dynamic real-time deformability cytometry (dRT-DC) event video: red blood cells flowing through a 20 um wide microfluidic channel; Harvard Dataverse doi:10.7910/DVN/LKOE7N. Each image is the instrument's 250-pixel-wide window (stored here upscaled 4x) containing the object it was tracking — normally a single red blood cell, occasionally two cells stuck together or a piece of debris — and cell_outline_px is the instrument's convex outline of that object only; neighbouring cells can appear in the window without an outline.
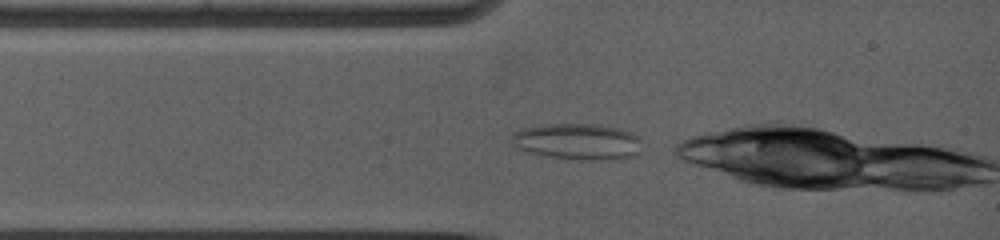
{"species": "common noctule bat (a hibernating species)", "species_latin": "Nyctalus noctula", "temperature_condition": "warm", "stored_images_in_passage": 18, "camera_frame_rate_fps": 5000, "um_per_image_px": 0.085, "animal": {"sex": "female", "body_mass_g": 19.0, "forearm_length_mm": 53.3}, "frame": {"image": 1, "passage_image": 1, "time_ms": 0.0, "image_size_px": [1000, 240], "cell_outline_px": [[640, 152], [632, 156], [604, 160], [580, 160], [544, 156], [528, 152], [520, 148], [512, 136], [516, 132], [524, 128], [548, 124], [588, 124], [616, 128], [628, 132], [636, 140]], "centroid_in_image_um": [49.05, 12.05], "position_along_channel_um": 35.9, "area_um2": 26.47}}
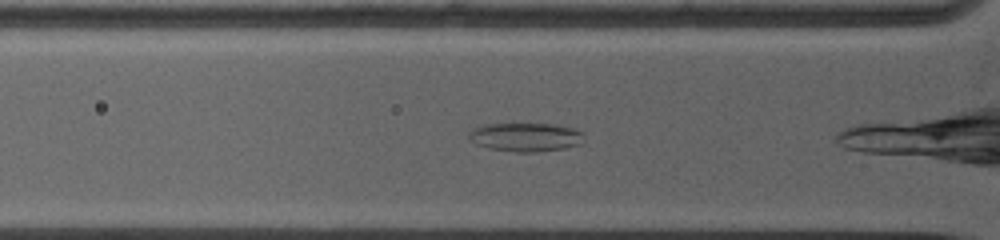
{"frame": {"image": 2, "passage_image": 12, "time_ms": 1.2, "image_size_px": [1000, 240], "cell_outline_px": [[580, 144], [564, 148], [540, 152], [516, 152], [488, 148], [476, 144], [468, 136], [476, 128], [488, 124], [548, 124], [572, 128], [580, 132]], "centroid_in_image_um": [44.65, 11.67], "position_along_channel_um": 81.1, "area_um2": 18.67}}